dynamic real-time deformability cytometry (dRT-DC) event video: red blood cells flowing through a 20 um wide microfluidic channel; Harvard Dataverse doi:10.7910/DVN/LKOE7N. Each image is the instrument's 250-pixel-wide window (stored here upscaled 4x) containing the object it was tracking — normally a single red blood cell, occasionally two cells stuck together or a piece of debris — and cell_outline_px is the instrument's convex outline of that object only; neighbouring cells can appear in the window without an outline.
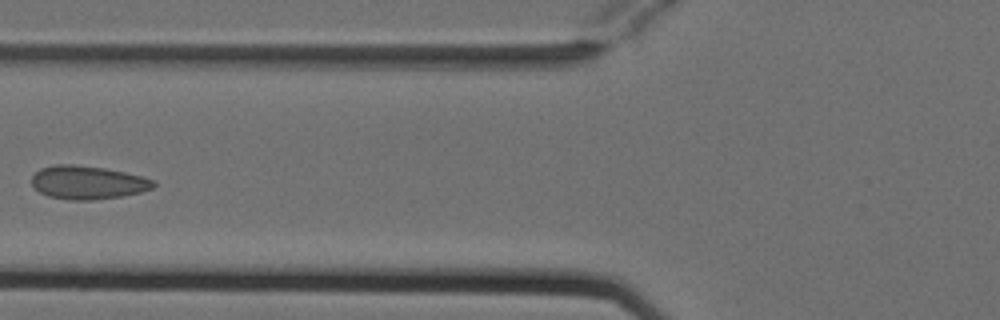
{"species": "Egyptian fruit bat (a non-hibernating species)", "species_latin": "Rousettus aegyptiacus", "temperature_condition": "cold", "stored_images_in_passage": 7, "camera_frame_rate_fps": 3000, "um_per_image_px": 0.085, "animal": {"sex": "female"}, "frame": {"image": 1, "passage_image": 7, "time_ms": 2.0, "image_size_px": [1000, 320], "cell_outline_px": [[156, 184], [152, 188], [140, 192], [120, 196], [92, 200], [72, 200], [48, 196], [40, 192], [32, 184], [32, 176], [40, 168], [56, 164], [76, 164], [104, 168], [124, 172], [156, 180]], "centroid_in_image_um": [7.45, 15.5], "position_along_channel_um": 118.4, "area_um2": 23.58}}